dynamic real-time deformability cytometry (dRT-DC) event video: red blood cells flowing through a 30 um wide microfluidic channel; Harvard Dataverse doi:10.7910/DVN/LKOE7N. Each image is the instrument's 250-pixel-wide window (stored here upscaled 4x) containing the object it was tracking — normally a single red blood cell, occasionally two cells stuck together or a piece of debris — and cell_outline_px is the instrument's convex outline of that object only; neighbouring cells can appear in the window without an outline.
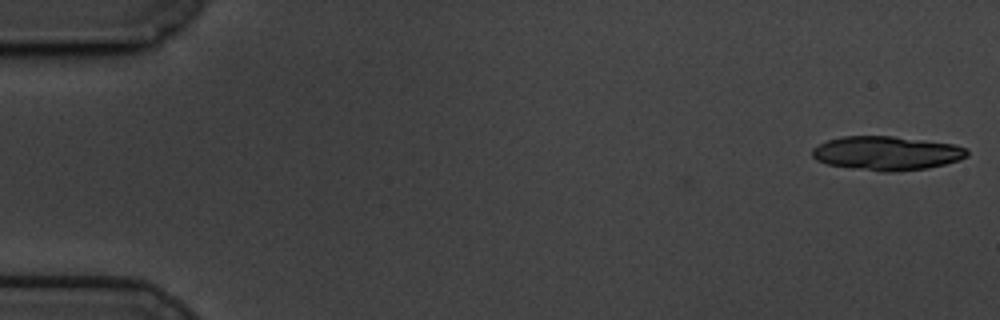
{"species": "common noctule bat (a hibernating species)", "species_latin": "Nyctalus noctula", "temperature_condition": "cold", "stored_images_in_passage": 17, "camera_frame_rate_fps": 3000, "um_per_image_px": 0.085, "animal": {"sex": "male", "body_mass_g": 19.5, "forearm_length_mm": 54.6}, "frame": {"image": 1, "passage_image": 1, "time_ms": 0.0, "image_size_px": [1000, 320], "cell_outline_px": [[968, 156], [960, 160], [928, 168], [896, 172], [880, 172], [852, 168], [828, 164], [816, 160], [812, 156], [812, 148], [828, 140], [844, 136], [892, 136], [952, 144], [968, 148]], "centroid_in_image_um": [75.38, 13.03], "position_along_channel_um": 9.6, "area_um2": 30.69}}